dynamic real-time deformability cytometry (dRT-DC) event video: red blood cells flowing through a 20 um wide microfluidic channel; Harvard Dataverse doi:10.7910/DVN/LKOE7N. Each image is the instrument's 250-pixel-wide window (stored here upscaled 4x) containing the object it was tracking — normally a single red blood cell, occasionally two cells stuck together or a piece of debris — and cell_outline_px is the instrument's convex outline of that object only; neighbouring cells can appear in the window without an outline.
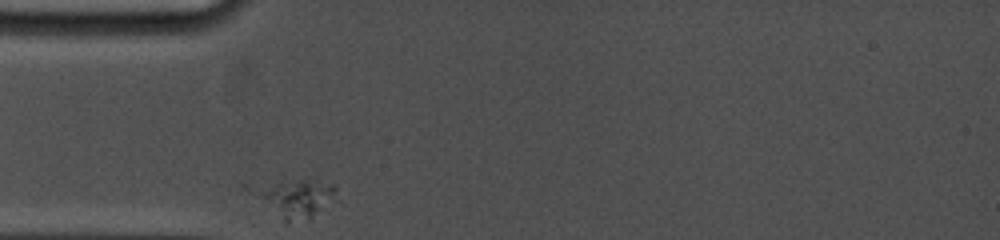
{"species": "common noctule bat (a hibernating species)", "species_latin": "Nyctalus noctula", "temperature_condition": "cold", "stored_images_in_passage": 37, "camera_frame_rate_fps": 5000, "um_per_image_px": 0.085, "animal": {"sex": "female", "body_mass_g": 19.0, "forearm_length_mm": 53.3}, "frame": {"image": 1, "passage_image": 1, "time_ms": 0.0, "image_size_px": [1000, 240], "cell_outline_px": [[336, 188], [332, 196], [308, 220], [284, 220], [248, 192], [240, 184], [316, 176], [336, 184]], "centroid_in_image_um": [24.91, 16.66], "position_along_channel_um": 60.1, "area_um2": 19.36}}
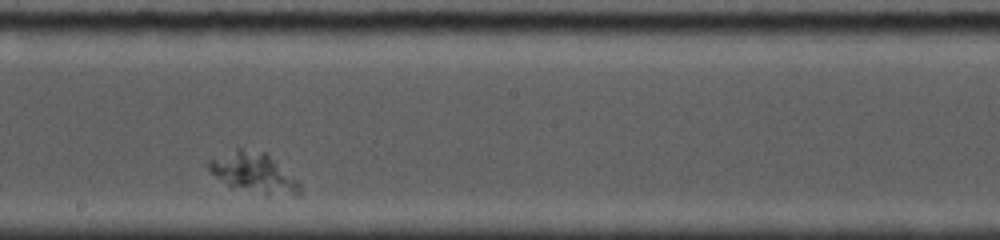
{"frame": {"image": 2, "passage_image": 15, "time_ms": 5.0, "image_size_px": [1000, 240], "cell_outline_px": [[300, 196], [296, 196], [228, 188], [204, 164], [208, 160], [236, 148], [240, 148], [264, 152], [300, 180]], "centroid_in_image_um": [21.55, 14.68], "position_along_channel_um": 226.6, "area_um2": 21.21}}
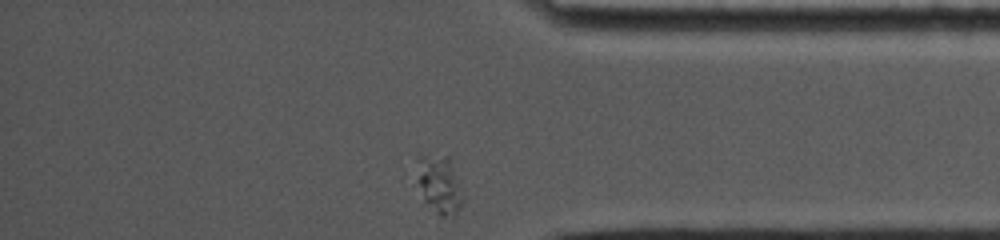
{"frame": {"image": 3, "passage_image": 37, "time_ms": 10.0, "image_size_px": [1000, 240], "cell_outline_px": [[464, 200], [456, 216], [440, 216], [424, 200], [412, 180], [416, 156], [448, 156], [464, 196]], "centroid_in_image_um": [37.26, 15.68], "position_along_channel_um": 397.9, "area_um2": 16.24}}